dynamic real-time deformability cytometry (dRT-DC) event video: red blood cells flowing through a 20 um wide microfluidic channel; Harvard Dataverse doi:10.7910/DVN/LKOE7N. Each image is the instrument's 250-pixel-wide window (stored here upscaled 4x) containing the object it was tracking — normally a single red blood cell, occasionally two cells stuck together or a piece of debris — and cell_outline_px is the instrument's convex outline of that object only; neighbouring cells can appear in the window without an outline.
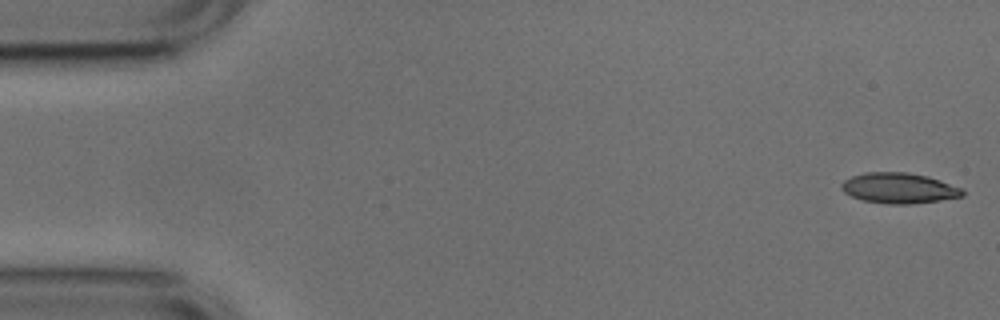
{"species": "common noctule bat (a hibernating species)", "species_latin": "Nyctalus noctula", "temperature_condition": "cold", "stored_images_in_passage": 11, "camera_frame_rate_fps": 3000, "um_per_image_px": 0.085, "animal": {"sex": "male", "body_mass_g": 17.9, "forearm_length_mm": 54.2}, "frame": {"image": 1, "passage_image": 1, "time_ms": 0.0, "image_size_px": [1000, 320], "cell_outline_px": [[964, 196], [940, 200], [912, 204], [888, 204], [860, 200], [844, 192], [840, 188], [840, 184], [844, 180], [852, 176], [864, 172], [908, 172], [928, 176], [964, 188]], "centroid_in_image_um": [76.42, 15.99], "position_along_channel_um": 8.6, "area_um2": 21.79}}